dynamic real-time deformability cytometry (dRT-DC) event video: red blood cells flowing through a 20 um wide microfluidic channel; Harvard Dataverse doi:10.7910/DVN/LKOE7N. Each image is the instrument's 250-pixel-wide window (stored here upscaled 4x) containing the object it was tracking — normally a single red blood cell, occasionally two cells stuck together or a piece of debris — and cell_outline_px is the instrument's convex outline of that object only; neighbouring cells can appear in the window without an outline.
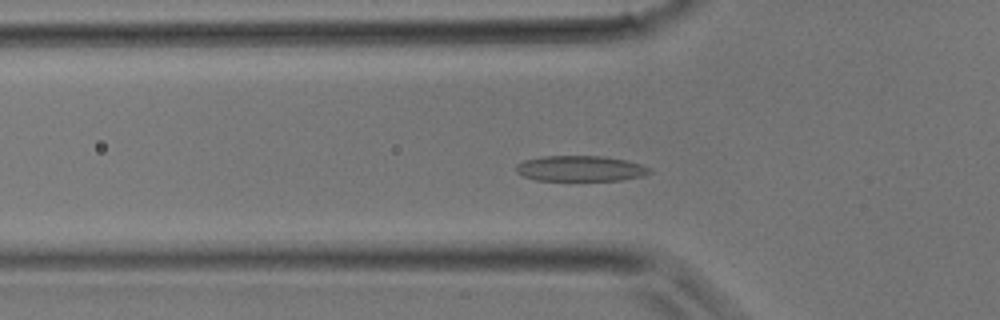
{"species": "common noctule bat (a hibernating species)", "species_latin": "Nyctalus noctula", "temperature_condition": "room temperature", "stored_images_in_passage": 36, "camera_frame_rate_fps": 3000, "um_per_image_px": 0.085, "animal": {"sex": "male", "body_mass_g": 17.9}, "frame": {"image": 1, "passage_image": 11, "time_ms": 3.333, "image_size_px": [1000, 320], "cell_outline_px": [[652, 172], [644, 176], [620, 180], [536, 180], [524, 176], [516, 172], [516, 164], [524, 160], [544, 156], [604, 156], [624, 160], [640, 164], [652, 168]], "centroid_in_image_um": [49.35, 14.32], "position_along_channel_um": 76.5, "area_um2": 19.88}}
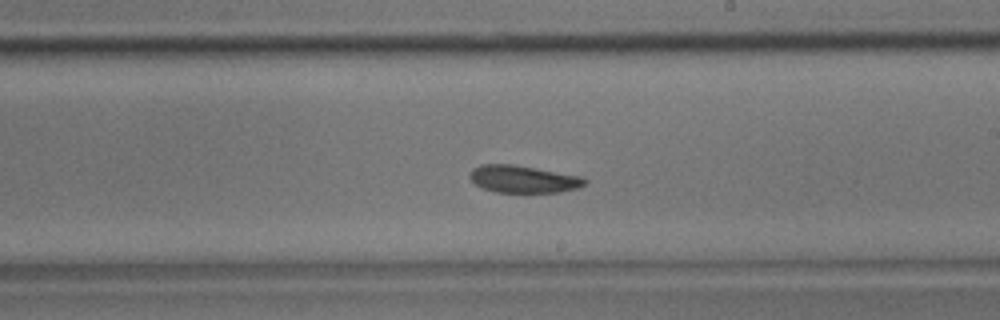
{"frame": {"image": 2, "passage_image": 20, "time_ms": 6.333, "image_size_px": [1000, 320], "cell_outline_px": [[588, 180], [580, 188], [560, 192], [496, 192], [484, 188], [476, 184], [468, 176], [472, 168], [480, 164], [512, 164], [536, 168], [580, 176]], "centroid_in_image_um": [44.47, 15.22], "position_along_channel_um": 244.5, "area_um2": 18.26}}
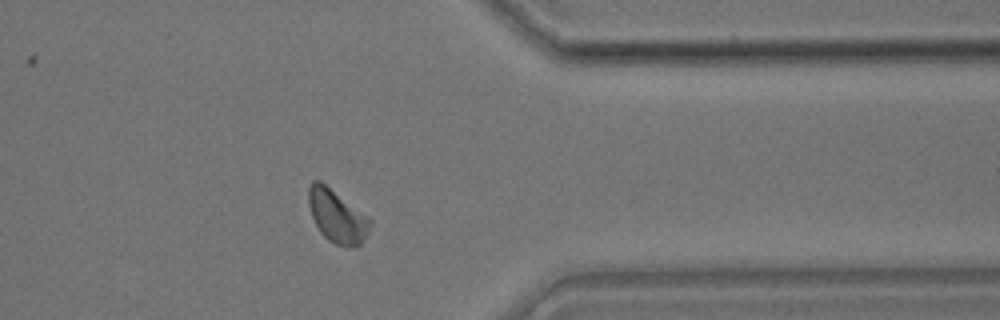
{"frame": {"image": 3, "passage_image": 28, "time_ms": 9.0, "image_size_px": [1000, 320], "cell_outline_px": [[372, 224], [368, 232], [360, 244], [356, 248], [336, 244], [328, 240], [320, 232], [312, 216], [308, 204], [308, 188], [312, 180], [320, 180], [372, 220]], "centroid_in_image_um": [28.63, 18.38], "position_along_channel_um": 382.8, "area_um2": 18.79}}